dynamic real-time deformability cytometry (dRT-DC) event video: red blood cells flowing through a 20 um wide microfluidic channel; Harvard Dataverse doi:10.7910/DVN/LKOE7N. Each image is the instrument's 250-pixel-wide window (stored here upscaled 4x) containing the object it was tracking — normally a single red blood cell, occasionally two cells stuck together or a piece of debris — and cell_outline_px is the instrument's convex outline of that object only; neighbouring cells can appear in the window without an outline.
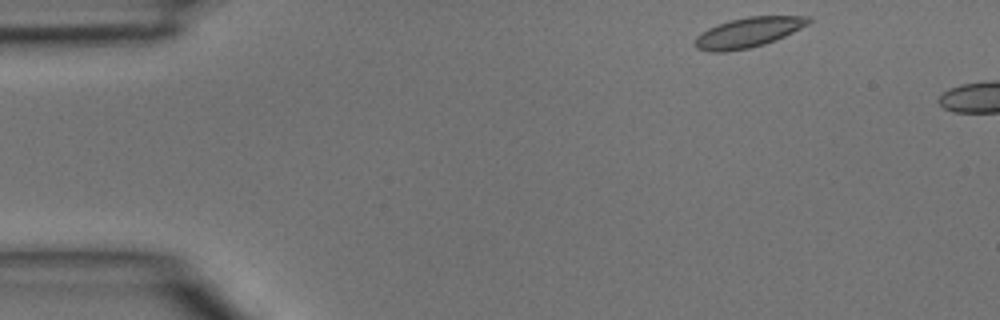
{"species": "common noctule bat (a hibernating species)", "species_latin": "Nyctalus noctula", "temperature_condition": "room temperature", "stored_images_in_passage": 2, "camera_frame_rate_fps": 3000, "um_per_image_px": 0.085, "animal": {"sex": "male", "body_mass_g": 15.6}, "frame": {"image": 1, "passage_image": 1, "time_ms": 0.0, "image_size_px": [1000, 320], "cell_outline_px": [[812, 20], [808, 24], [776, 40], [764, 44], [748, 48], [724, 52], [712, 52], [696, 48], [696, 36], [708, 28], [716, 24], [728, 20], [748, 16], [812, 16]], "centroid_in_image_um": [63.6, 2.74], "position_along_channel_um": 21.4, "area_um2": 19.77}}